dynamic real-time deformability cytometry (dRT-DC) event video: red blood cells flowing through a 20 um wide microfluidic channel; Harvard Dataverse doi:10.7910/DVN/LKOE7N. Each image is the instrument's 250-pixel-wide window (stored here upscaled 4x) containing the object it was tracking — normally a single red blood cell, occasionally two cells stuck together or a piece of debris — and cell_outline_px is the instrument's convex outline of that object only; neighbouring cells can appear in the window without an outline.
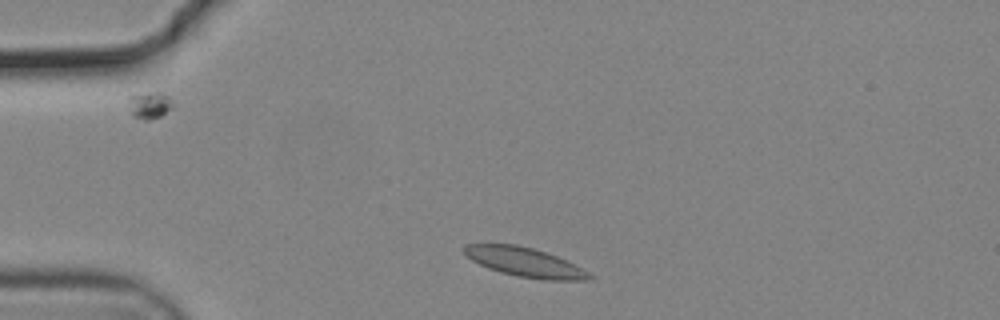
{"species": "common noctule bat (a hibernating species)", "species_latin": "Nyctalus noctula", "temperature_condition": "cold", "stored_images_in_passage": 40, "camera_frame_rate_fps": 3000, "um_per_image_px": 0.085, "animal": {"sex": "male", "body_mass_g": 19.2, "forearm_length_mm": 51.8}, "frame": {"image": 1, "passage_image": 4, "time_ms": 1.0, "image_size_px": [1000, 320], "cell_outline_px": [[592, 276], [588, 280], [544, 280], [516, 276], [500, 272], [488, 268], [472, 260], [464, 252], [464, 244], [516, 244], [532, 248], [556, 256], [588, 272]], "centroid_in_image_um": [44.57, 22.29], "position_along_channel_um": 40.4, "area_um2": 20.92}}
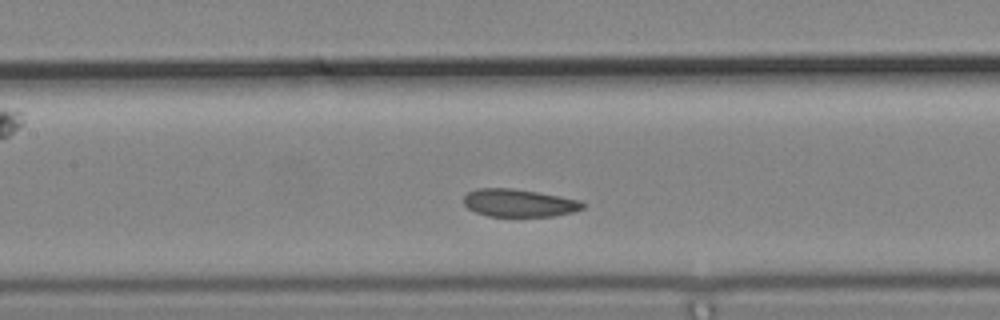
{"frame": {"image": 2, "passage_image": 17, "time_ms": 5.333, "image_size_px": [1000, 320], "cell_outline_px": [[588, 204], [584, 208], [572, 212], [552, 216], [488, 216], [476, 212], [468, 208], [464, 204], [464, 196], [468, 192], [476, 188], [512, 188], [560, 196], [580, 200]], "centroid_in_image_um": [44.13, 17.25], "position_along_channel_um": 163.3, "area_um2": 19.25}}
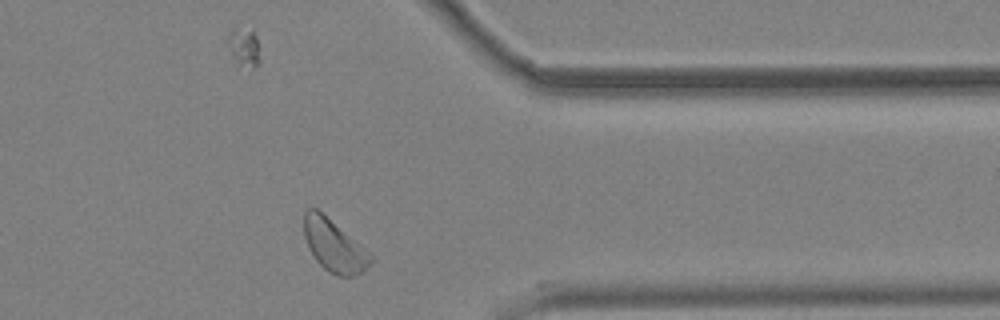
{"frame": {"image": 3, "passage_image": 36, "time_ms": 11.667, "image_size_px": [1000, 320], "cell_outline_px": [[372, 260], [356, 276], [336, 276], [328, 272], [316, 260], [308, 248], [304, 236], [304, 212], [308, 208], [316, 208], [360, 244], [372, 256]], "centroid_in_image_um": [28.35, 20.89], "position_along_channel_um": 383.1, "area_um2": 19.83}}